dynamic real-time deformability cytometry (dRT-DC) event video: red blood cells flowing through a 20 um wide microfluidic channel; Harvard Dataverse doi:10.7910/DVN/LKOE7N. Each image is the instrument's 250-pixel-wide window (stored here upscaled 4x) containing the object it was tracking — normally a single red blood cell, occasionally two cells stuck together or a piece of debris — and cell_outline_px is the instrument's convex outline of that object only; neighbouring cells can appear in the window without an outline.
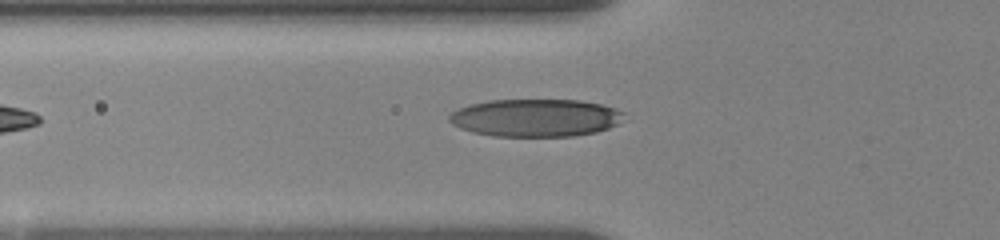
{"species": "human", "species_latin": "Homo sapiens", "temperature_condition": "room temperature", "stored_images_in_passage": 8, "camera_frame_rate_fps": 3000, "um_per_image_px": 0.085, "donor": {"sex": "female"}, "frame": {"image": 1, "passage_image": 8, "time_ms": 6.333, "image_size_px": [1000, 240], "cell_outline_px": [[624, 112], [616, 124], [608, 128], [596, 132], [572, 136], [492, 136], [472, 132], [460, 128], [452, 124], [448, 120], [448, 116], [452, 112], [468, 104], [488, 100], [580, 100], [600, 104], [616, 108]], "centroid_in_image_um": [45.47, 10.01], "position_along_channel_um": 80.3, "area_um2": 38.32}}